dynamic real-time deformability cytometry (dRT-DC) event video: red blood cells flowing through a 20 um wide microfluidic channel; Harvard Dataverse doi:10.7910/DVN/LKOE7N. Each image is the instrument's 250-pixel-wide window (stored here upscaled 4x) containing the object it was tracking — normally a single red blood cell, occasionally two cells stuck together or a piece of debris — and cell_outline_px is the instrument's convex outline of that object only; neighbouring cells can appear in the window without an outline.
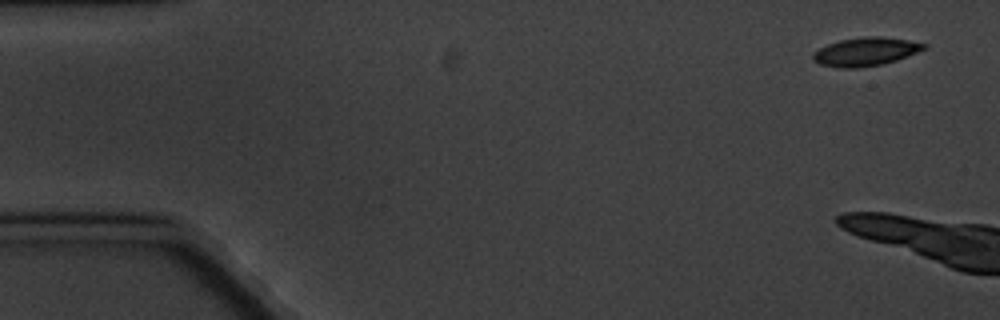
{"species": "common noctule bat (a hibernating species)", "species_latin": "Nyctalus noctula", "temperature_condition": "cold", "stored_images_in_passage": 4, "camera_frame_rate_fps": 3000, "um_per_image_px": 0.085, "animal": {"sex": "male", "body_mass_g": 20.1, "forearm_length_mm": 53.5}, "frame": {"image": 1, "passage_image": 1, "time_ms": 0.0, "image_size_px": [1000, 320], "cell_outline_px": [[928, 48], [896, 60], [880, 64], [856, 68], [836, 68], [820, 64], [812, 60], [812, 52], [828, 44], [840, 40], [864, 36], [880, 36], [908, 40], [928, 44]], "centroid_in_image_um": [73.56, 4.39], "position_along_channel_um": 11.4, "area_um2": 18.44}}